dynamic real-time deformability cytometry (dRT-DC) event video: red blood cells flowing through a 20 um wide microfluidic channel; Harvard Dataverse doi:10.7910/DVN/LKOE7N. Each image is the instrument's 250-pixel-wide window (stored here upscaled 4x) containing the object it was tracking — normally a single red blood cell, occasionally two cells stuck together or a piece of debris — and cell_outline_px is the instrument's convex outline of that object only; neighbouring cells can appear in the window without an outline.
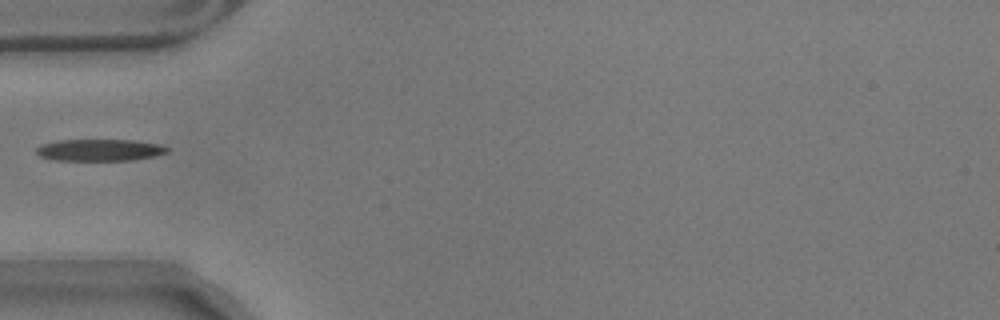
{"species": "common noctule bat (a hibernating species)", "species_latin": "Nyctalus noctula", "temperature_condition": "warm", "stored_images_in_passage": 39, "camera_frame_rate_fps": 3000, "um_per_image_px": 0.085, "animal": {"sex": "male", "body_mass_g": 17.9}, "frame": {"image": 1, "passage_image": 1, "time_ms": 0.0, "image_size_px": [1000, 320], "cell_outline_px": [[168, 152], [152, 156], [132, 160], [56, 160], [40, 156], [36, 152], [36, 148], [40, 144], [56, 140], [136, 140], [160, 144], [168, 148]], "centroid_in_image_um": [8.45, 12.74], "position_along_channel_um": 76.6, "area_um2": 16.59}}
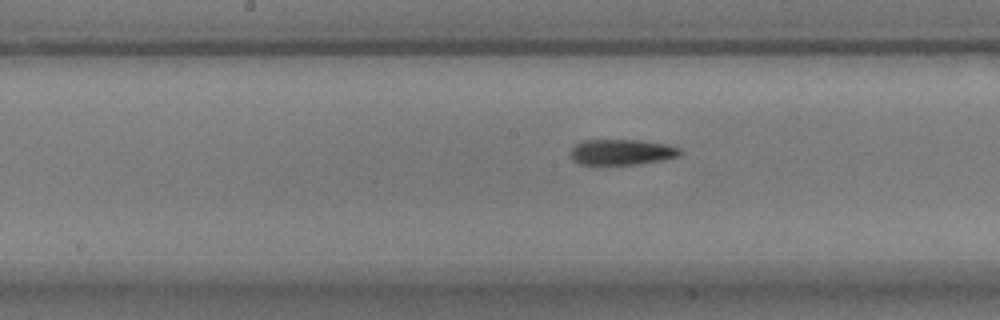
{"frame": {"image": 2, "passage_image": 11, "time_ms": 3.333, "image_size_px": [1000, 320], "cell_outline_px": [[684, 152], [680, 156], [664, 160], [636, 164], [580, 164], [572, 160], [572, 148], [576, 144], [584, 140], [636, 140], [664, 144], [680, 148]], "centroid_in_image_um": [52.89, 12.93], "position_along_channel_um": 195.3, "area_um2": 16.24}}
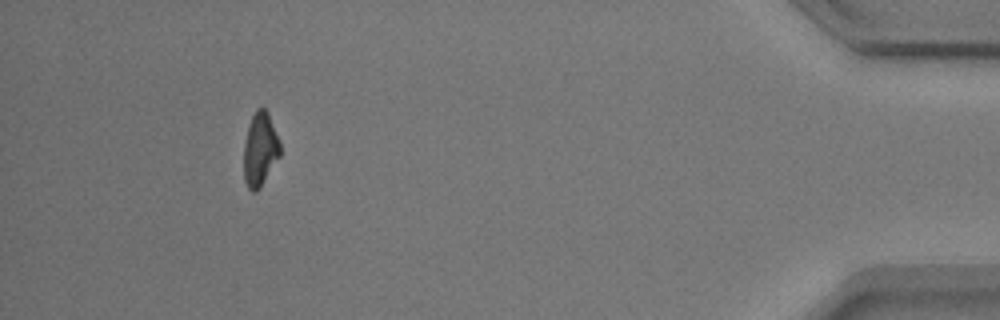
{"frame": {"image": 3, "passage_image": 35, "time_ms": 11.333, "image_size_px": [1000, 320], "cell_outline_px": [[280, 156], [260, 188], [256, 192], [252, 192], [248, 188], [244, 180], [244, 144], [248, 124], [256, 108], [264, 108], [268, 112], [280, 140]], "centroid_in_image_um": [22.11, 12.69], "position_along_channel_um": 413.1, "area_um2": 15.78}}